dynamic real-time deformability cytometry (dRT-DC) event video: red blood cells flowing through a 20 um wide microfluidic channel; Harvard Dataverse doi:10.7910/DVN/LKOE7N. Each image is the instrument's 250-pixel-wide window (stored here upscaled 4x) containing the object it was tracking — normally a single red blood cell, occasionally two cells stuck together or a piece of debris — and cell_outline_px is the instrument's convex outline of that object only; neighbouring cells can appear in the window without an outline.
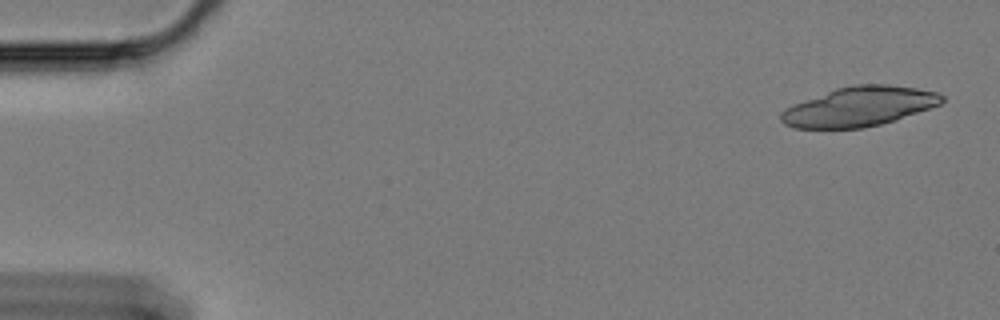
{"species": "Egyptian fruit bat (a non-hibernating species)", "species_latin": "Rousettus aegyptiacus", "temperature_condition": "cold", "stored_images_in_passage": 8, "camera_frame_rate_fps": 3000, "um_per_image_px": 0.085, "animal": {"sex": "female"}, "frame": {"image": 1, "passage_image": 2, "time_ms": 0.333, "image_size_px": [1000, 320], "cell_outline_px": [[944, 100], [940, 104], [896, 120], [864, 128], [792, 128], [784, 124], [780, 120], [780, 112], [784, 108], [836, 88], [852, 84], [888, 84], [916, 88], [936, 92], [944, 96]], "centroid_in_image_um": [73.01, 9.06], "position_along_channel_um": 12.0, "area_um2": 36.99}}